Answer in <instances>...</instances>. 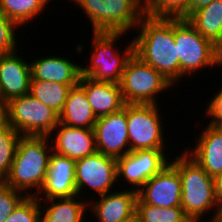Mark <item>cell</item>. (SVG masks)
Here are the masks:
<instances>
[{"label":"cell","instance_id":"cell-6","mask_svg":"<svg viewBox=\"0 0 222 222\" xmlns=\"http://www.w3.org/2000/svg\"><path fill=\"white\" fill-rule=\"evenodd\" d=\"M92 24V32H130L144 16L137 0H72Z\"/></svg>","mask_w":222,"mask_h":222},{"label":"cell","instance_id":"cell-27","mask_svg":"<svg viewBox=\"0 0 222 222\" xmlns=\"http://www.w3.org/2000/svg\"><path fill=\"white\" fill-rule=\"evenodd\" d=\"M189 2L190 0H144L143 14L149 17L187 19Z\"/></svg>","mask_w":222,"mask_h":222},{"label":"cell","instance_id":"cell-15","mask_svg":"<svg viewBox=\"0 0 222 222\" xmlns=\"http://www.w3.org/2000/svg\"><path fill=\"white\" fill-rule=\"evenodd\" d=\"M75 167L76 160L52 152L42 193L37 195L39 201L76 196Z\"/></svg>","mask_w":222,"mask_h":222},{"label":"cell","instance_id":"cell-29","mask_svg":"<svg viewBox=\"0 0 222 222\" xmlns=\"http://www.w3.org/2000/svg\"><path fill=\"white\" fill-rule=\"evenodd\" d=\"M4 222H41V204L36 196L26 197Z\"/></svg>","mask_w":222,"mask_h":222},{"label":"cell","instance_id":"cell-23","mask_svg":"<svg viewBox=\"0 0 222 222\" xmlns=\"http://www.w3.org/2000/svg\"><path fill=\"white\" fill-rule=\"evenodd\" d=\"M187 20L222 52V0H214L193 12Z\"/></svg>","mask_w":222,"mask_h":222},{"label":"cell","instance_id":"cell-18","mask_svg":"<svg viewBox=\"0 0 222 222\" xmlns=\"http://www.w3.org/2000/svg\"><path fill=\"white\" fill-rule=\"evenodd\" d=\"M200 134L194 148L185 152L214 178L222 172V128L208 124Z\"/></svg>","mask_w":222,"mask_h":222},{"label":"cell","instance_id":"cell-34","mask_svg":"<svg viewBox=\"0 0 222 222\" xmlns=\"http://www.w3.org/2000/svg\"><path fill=\"white\" fill-rule=\"evenodd\" d=\"M214 0H190L189 2V16L196 10L209 5Z\"/></svg>","mask_w":222,"mask_h":222},{"label":"cell","instance_id":"cell-33","mask_svg":"<svg viewBox=\"0 0 222 222\" xmlns=\"http://www.w3.org/2000/svg\"><path fill=\"white\" fill-rule=\"evenodd\" d=\"M214 194L217 202L222 206V172L213 178Z\"/></svg>","mask_w":222,"mask_h":222},{"label":"cell","instance_id":"cell-24","mask_svg":"<svg viewBox=\"0 0 222 222\" xmlns=\"http://www.w3.org/2000/svg\"><path fill=\"white\" fill-rule=\"evenodd\" d=\"M49 2L50 0H0V12L18 26H27L29 21L43 13Z\"/></svg>","mask_w":222,"mask_h":222},{"label":"cell","instance_id":"cell-21","mask_svg":"<svg viewBox=\"0 0 222 222\" xmlns=\"http://www.w3.org/2000/svg\"><path fill=\"white\" fill-rule=\"evenodd\" d=\"M96 121L84 88L79 83L71 87L59 114V122L71 127L93 129Z\"/></svg>","mask_w":222,"mask_h":222},{"label":"cell","instance_id":"cell-26","mask_svg":"<svg viewBox=\"0 0 222 222\" xmlns=\"http://www.w3.org/2000/svg\"><path fill=\"white\" fill-rule=\"evenodd\" d=\"M139 222H192L181 207L160 208L136 200Z\"/></svg>","mask_w":222,"mask_h":222},{"label":"cell","instance_id":"cell-5","mask_svg":"<svg viewBox=\"0 0 222 222\" xmlns=\"http://www.w3.org/2000/svg\"><path fill=\"white\" fill-rule=\"evenodd\" d=\"M174 41L179 57L180 80L204 67L222 66V52L187 19L174 18Z\"/></svg>","mask_w":222,"mask_h":222},{"label":"cell","instance_id":"cell-22","mask_svg":"<svg viewBox=\"0 0 222 222\" xmlns=\"http://www.w3.org/2000/svg\"><path fill=\"white\" fill-rule=\"evenodd\" d=\"M79 198L80 196L76 195L73 197L51 198V199L43 200V202L40 201L41 222H84L86 221L85 220L86 216L84 215L87 214L85 212L88 209L89 201L86 200L85 198H82V196H81V199ZM42 203L46 204V206L43 205Z\"/></svg>","mask_w":222,"mask_h":222},{"label":"cell","instance_id":"cell-3","mask_svg":"<svg viewBox=\"0 0 222 222\" xmlns=\"http://www.w3.org/2000/svg\"><path fill=\"white\" fill-rule=\"evenodd\" d=\"M170 163L181 177V208L192 222H200L201 217H206L208 211L221 208L215 198L213 178L185 151Z\"/></svg>","mask_w":222,"mask_h":222},{"label":"cell","instance_id":"cell-35","mask_svg":"<svg viewBox=\"0 0 222 222\" xmlns=\"http://www.w3.org/2000/svg\"><path fill=\"white\" fill-rule=\"evenodd\" d=\"M212 217L208 220V222H222V206L216 212L212 213Z\"/></svg>","mask_w":222,"mask_h":222},{"label":"cell","instance_id":"cell-36","mask_svg":"<svg viewBox=\"0 0 222 222\" xmlns=\"http://www.w3.org/2000/svg\"><path fill=\"white\" fill-rule=\"evenodd\" d=\"M6 124V112L4 106H0V129Z\"/></svg>","mask_w":222,"mask_h":222},{"label":"cell","instance_id":"cell-13","mask_svg":"<svg viewBox=\"0 0 222 222\" xmlns=\"http://www.w3.org/2000/svg\"><path fill=\"white\" fill-rule=\"evenodd\" d=\"M181 197V177L171 163L137 191V198L142 203L160 208L181 207Z\"/></svg>","mask_w":222,"mask_h":222},{"label":"cell","instance_id":"cell-2","mask_svg":"<svg viewBox=\"0 0 222 222\" xmlns=\"http://www.w3.org/2000/svg\"><path fill=\"white\" fill-rule=\"evenodd\" d=\"M50 142L49 136H21L4 182L27 197H37L45 183L49 157L53 152Z\"/></svg>","mask_w":222,"mask_h":222},{"label":"cell","instance_id":"cell-32","mask_svg":"<svg viewBox=\"0 0 222 222\" xmlns=\"http://www.w3.org/2000/svg\"><path fill=\"white\" fill-rule=\"evenodd\" d=\"M213 95V98L210 99L211 101L208 102L207 110H205L206 115L211 119L209 121L210 125L222 128V87L216 95Z\"/></svg>","mask_w":222,"mask_h":222},{"label":"cell","instance_id":"cell-28","mask_svg":"<svg viewBox=\"0 0 222 222\" xmlns=\"http://www.w3.org/2000/svg\"><path fill=\"white\" fill-rule=\"evenodd\" d=\"M21 136L7 123L0 129V181L9 175Z\"/></svg>","mask_w":222,"mask_h":222},{"label":"cell","instance_id":"cell-30","mask_svg":"<svg viewBox=\"0 0 222 222\" xmlns=\"http://www.w3.org/2000/svg\"><path fill=\"white\" fill-rule=\"evenodd\" d=\"M26 197L22 192L0 181V222H4Z\"/></svg>","mask_w":222,"mask_h":222},{"label":"cell","instance_id":"cell-20","mask_svg":"<svg viewBox=\"0 0 222 222\" xmlns=\"http://www.w3.org/2000/svg\"><path fill=\"white\" fill-rule=\"evenodd\" d=\"M79 84L84 88L97 118L118 112L125 105L119 83L97 82L81 76Z\"/></svg>","mask_w":222,"mask_h":222},{"label":"cell","instance_id":"cell-7","mask_svg":"<svg viewBox=\"0 0 222 222\" xmlns=\"http://www.w3.org/2000/svg\"><path fill=\"white\" fill-rule=\"evenodd\" d=\"M6 123L22 136H52L59 114L30 93L11 99L4 105Z\"/></svg>","mask_w":222,"mask_h":222},{"label":"cell","instance_id":"cell-31","mask_svg":"<svg viewBox=\"0 0 222 222\" xmlns=\"http://www.w3.org/2000/svg\"><path fill=\"white\" fill-rule=\"evenodd\" d=\"M19 26L0 12V56L18 50L15 33Z\"/></svg>","mask_w":222,"mask_h":222},{"label":"cell","instance_id":"cell-14","mask_svg":"<svg viewBox=\"0 0 222 222\" xmlns=\"http://www.w3.org/2000/svg\"><path fill=\"white\" fill-rule=\"evenodd\" d=\"M16 53L17 50L0 56V106L30 90V62Z\"/></svg>","mask_w":222,"mask_h":222},{"label":"cell","instance_id":"cell-19","mask_svg":"<svg viewBox=\"0 0 222 222\" xmlns=\"http://www.w3.org/2000/svg\"><path fill=\"white\" fill-rule=\"evenodd\" d=\"M31 80L62 83L73 87L79 83L81 64L74 63L62 56L39 57L30 63Z\"/></svg>","mask_w":222,"mask_h":222},{"label":"cell","instance_id":"cell-25","mask_svg":"<svg viewBox=\"0 0 222 222\" xmlns=\"http://www.w3.org/2000/svg\"><path fill=\"white\" fill-rule=\"evenodd\" d=\"M70 88L69 85L62 83L31 80L29 93L41 103H44L60 114Z\"/></svg>","mask_w":222,"mask_h":222},{"label":"cell","instance_id":"cell-11","mask_svg":"<svg viewBox=\"0 0 222 222\" xmlns=\"http://www.w3.org/2000/svg\"><path fill=\"white\" fill-rule=\"evenodd\" d=\"M165 150H136L117 159L118 180L130 184L131 190L138 191L150 178L158 174L170 162Z\"/></svg>","mask_w":222,"mask_h":222},{"label":"cell","instance_id":"cell-10","mask_svg":"<svg viewBox=\"0 0 222 222\" xmlns=\"http://www.w3.org/2000/svg\"><path fill=\"white\" fill-rule=\"evenodd\" d=\"M117 181L116 158L96 151L92 155L76 160L75 182L78 196L84 194L82 191L86 188L94 190L98 196L112 192Z\"/></svg>","mask_w":222,"mask_h":222},{"label":"cell","instance_id":"cell-37","mask_svg":"<svg viewBox=\"0 0 222 222\" xmlns=\"http://www.w3.org/2000/svg\"><path fill=\"white\" fill-rule=\"evenodd\" d=\"M124 222H139L137 216L135 215L134 217H132L131 219L124 221Z\"/></svg>","mask_w":222,"mask_h":222},{"label":"cell","instance_id":"cell-12","mask_svg":"<svg viewBox=\"0 0 222 222\" xmlns=\"http://www.w3.org/2000/svg\"><path fill=\"white\" fill-rule=\"evenodd\" d=\"M93 130L98 152L116 159L130 152L127 104L118 112L97 118Z\"/></svg>","mask_w":222,"mask_h":222},{"label":"cell","instance_id":"cell-16","mask_svg":"<svg viewBox=\"0 0 222 222\" xmlns=\"http://www.w3.org/2000/svg\"><path fill=\"white\" fill-rule=\"evenodd\" d=\"M52 134V151L58 155L78 160L97 151L93 129L71 127L58 122Z\"/></svg>","mask_w":222,"mask_h":222},{"label":"cell","instance_id":"cell-4","mask_svg":"<svg viewBox=\"0 0 222 222\" xmlns=\"http://www.w3.org/2000/svg\"><path fill=\"white\" fill-rule=\"evenodd\" d=\"M92 34L90 63L84 65L85 67L81 65V76L97 82L120 83L125 65L134 54L133 41L128 43L121 54L115 43L126 33L92 32Z\"/></svg>","mask_w":222,"mask_h":222},{"label":"cell","instance_id":"cell-38","mask_svg":"<svg viewBox=\"0 0 222 222\" xmlns=\"http://www.w3.org/2000/svg\"><path fill=\"white\" fill-rule=\"evenodd\" d=\"M141 5H143L144 0H137Z\"/></svg>","mask_w":222,"mask_h":222},{"label":"cell","instance_id":"cell-9","mask_svg":"<svg viewBox=\"0 0 222 222\" xmlns=\"http://www.w3.org/2000/svg\"><path fill=\"white\" fill-rule=\"evenodd\" d=\"M159 104H127V124L130 152L164 150L163 123ZM165 143V144H164Z\"/></svg>","mask_w":222,"mask_h":222},{"label":"cell","instance_id":"cell-17","mask_svg":"<svg viewBox=\"0 0 222 222\" xmlns=\"http://www.w3.org/2000/svg\"><path fill=\"white\" fill-rule=\"evenodd\" d=\"M95 199L88 200V212L98 222H124L135 216L137 192L134 190L113 191Z\"/></svg>","mask_w":222,"mask_h":222},{"label":"cell","instance_id":"cell-8","mask_svg":"<svg viewBox=\"0 0 222 222\" xmlns=\"http://www.w3.org/2000/svg\"><path fill=\"white\" fill-rule=\"evenodd\" d=\"M119 84L125 104H157V95L173 87L157 70L134 54L126 63Z\"/></svg>","mask_w":222,"mask_h":222},{"label":"cell","instance_id":"cell-1","mask_svg":"<svg viewBox=\"0 0 222 222\" xmlns=\"http://www.w3.org/2000/svg\"><path fill=\"white\" fill-rule=\"evenodd\" d=\"M133 39L134 55L157 70L172 85L180 80V64L174 41V18L143 16Z\"/></svg>","mask_w":222,"mask_h":222}]
</instances>
